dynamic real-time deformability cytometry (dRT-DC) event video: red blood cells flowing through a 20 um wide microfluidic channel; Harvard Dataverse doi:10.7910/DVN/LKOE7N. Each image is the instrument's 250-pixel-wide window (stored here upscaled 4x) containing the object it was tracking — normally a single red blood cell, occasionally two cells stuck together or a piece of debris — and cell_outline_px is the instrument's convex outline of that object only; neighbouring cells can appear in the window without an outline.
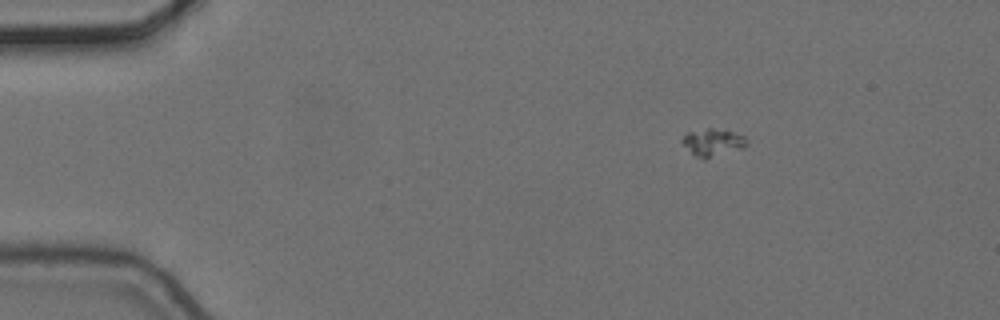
{"species": "common noctule bat (a hibernating species)", "species_latin": "Nyctalus noctula", "temperature_condition": "cold", "stored_images_in_passage": 8, "camera_frame_rate_fps": 3000, "um_per_image_px": 0.085, "animal": {"sex": "female", "body_mass_g": 24.6, "forearm_length_mm": 56.2}, "frame": {"image": 1, "passage_image": 2, "time_ms": 0.333, "image_size_px": [1000, 320], "cell_outline_px": [[748, 144], [744, 148], [704, 160], [696, 156], [680, 140], [688, 132], [708, 128], [712, 128], [732, 132], [744, 136], [748, 140]], "centroid_in_image_um": [60.63, 12.12], "position_along_channel_um": 24.4, "area_um2": 10.23}}
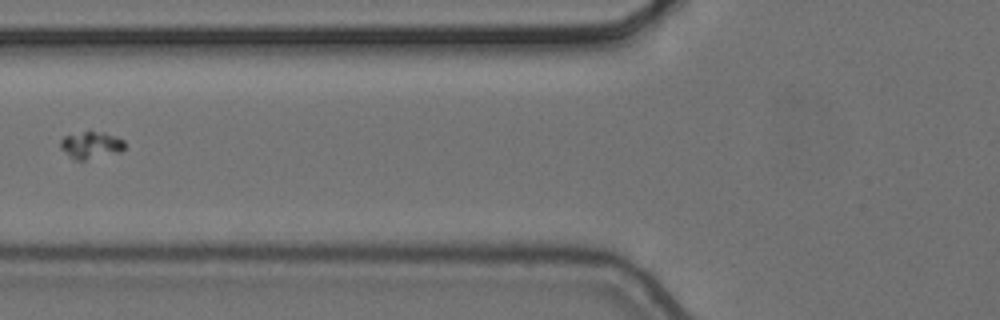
{"frame": {"image": 2, "passage_image": 6, "time_ms": 1.667, "image_size_px": [1000, 320], "cell_outline_px": [[124, 148], [120, 152], [84, 160], [76, 160], [68, 156], [60, 148], [60, 140], [64, 136], [84, 132], [104, 132], [116, 136], [124, 140]], "centroid_in_image_um": [7.72, 12.34], "position_along_channel_um": 118.1, "area_um2": 10.06}}